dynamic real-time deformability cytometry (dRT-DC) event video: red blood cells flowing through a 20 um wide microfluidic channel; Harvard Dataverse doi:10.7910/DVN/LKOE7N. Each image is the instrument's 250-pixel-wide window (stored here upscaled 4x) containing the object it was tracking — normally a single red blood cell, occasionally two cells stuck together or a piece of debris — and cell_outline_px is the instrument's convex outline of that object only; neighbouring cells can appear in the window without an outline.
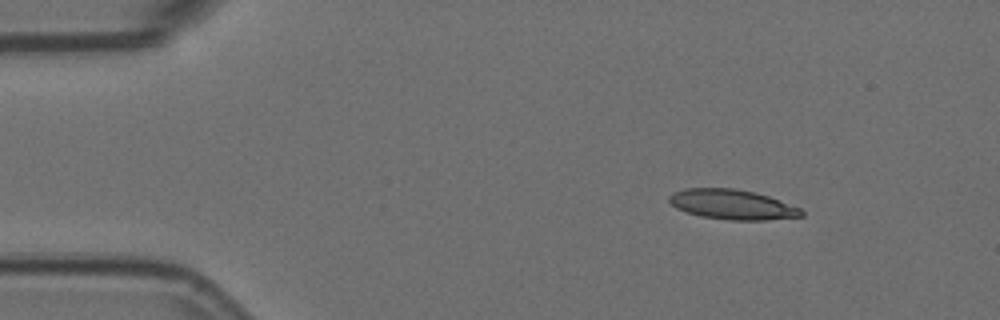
{"species": "Egyptian fruit bat (a non-hibernating species)", "species_latin": "Rousettus aegyptiacus", "temperature_condition": "room temperature", "stored_images_in_passage": 6, "camera_frame_rate_fps": 3000, "um_per_image_px": 0.085, "animal": {"sex": "female"}, "frame": {"image": 1, "passage_image": 1, "time_ms": 0.0, "image_size_px": [1000, 320], "cell_outline_px": [[804, 216], [768, 220], [728, 220], [700, 216], [676, 208], [668, 200], [668, 196], [672, 192], [684, 188], [732, 188], [756, 192], [768, 196], [800, 208], [804, 212]], "centroid_in_image_um": [62.23, 17.38], "position_along_channel_um": 22.8, "area_um2": 23.12}}
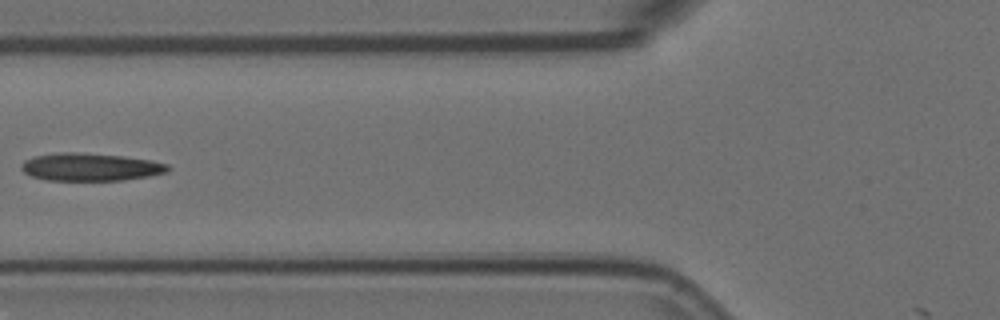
{"frame": {"image": 2, "passage_image": 5, "time_ms": 1.333, "image_size_px": [1000, 320], "cell_outline_px": [[172, 168], [168, 172], [148, 176], [124, 180], [48, 180], [32, 176], [24, 172], [20, 168], [20, 164], [24, 160], [36, 156], [64, 152], [76, 152], [124, 156], [152, 160], [168, 164]], "centroid_in_image_um": [7.72, 14.19], "position_along_channel_um": 118.1, "area_um2": 23.7}}
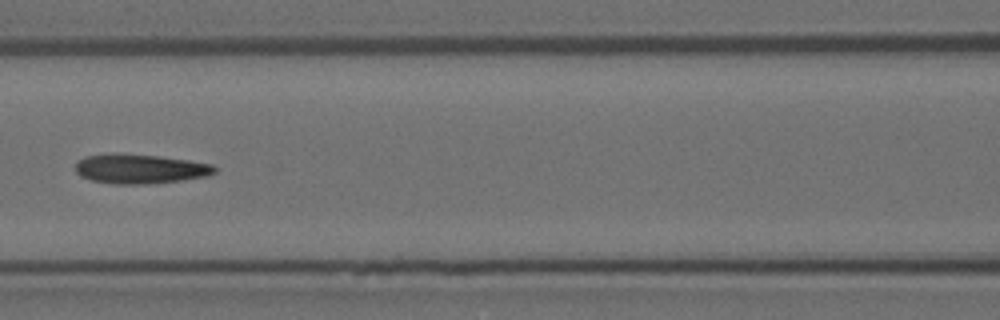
{"frame": {"image": 3, "passage_image": 6, "time_ms": 1.667, "image_size_px": [1000, 320], "cell_outline_px": [[216, 172], [208, 176], [180, 180], [148, 184], [112, 184], [92, 180], [80, 176], [76, 172], [76, 164], [80, 160], [88, 156], [160, 156], [188, 160], [212, 164], [216, 168]], "centroid_in_image_um": [11.98, 14.4], "position_along_channel_um": 154.6, "area_um2": 22.95}}